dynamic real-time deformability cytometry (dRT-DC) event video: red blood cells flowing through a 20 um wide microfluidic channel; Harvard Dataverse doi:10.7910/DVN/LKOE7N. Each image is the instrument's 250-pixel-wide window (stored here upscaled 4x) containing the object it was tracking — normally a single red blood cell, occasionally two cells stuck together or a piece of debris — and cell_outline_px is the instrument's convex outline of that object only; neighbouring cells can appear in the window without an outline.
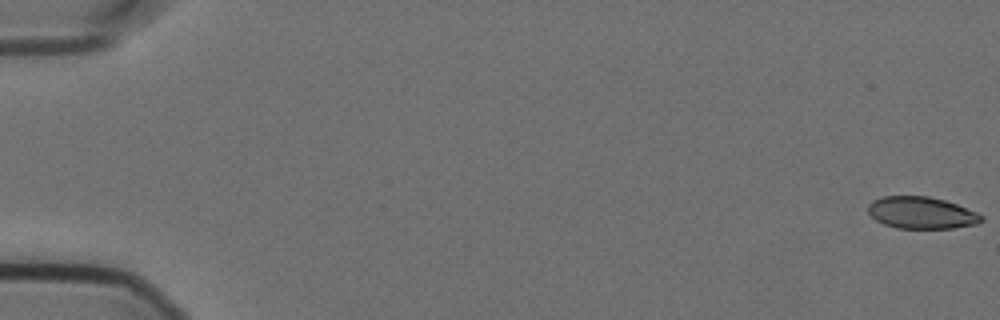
{"species": "Egyptian fruit bat (a non-hibernating species)", "species_latin": "Rousettus aegyptiacus", "temperature_condition": "cold", "stored_images_in_passage": 33, "camera_frame_rate_fps": 3000, "um_per_image_px": 0.085, "animal": {"sex": "female"}, "frame": {"image": 1, "passage_image": 1, "time_ms": 0.0, "image_size_px": [1000, 320], "cell_outline_px": [[984, 220], [976, 224], [952, 228], [896, 228], [884, 224], [876, 220], [868, 212], [868, 204], [872, 200], [884, 196], [928, 196], [944, 200], [956, 204], [976, 212], [984, 216]], "centroid_in_image_um": [78.31, 18.08], "position_along_channel_um": 6.7, "area_um2": 21.04}}
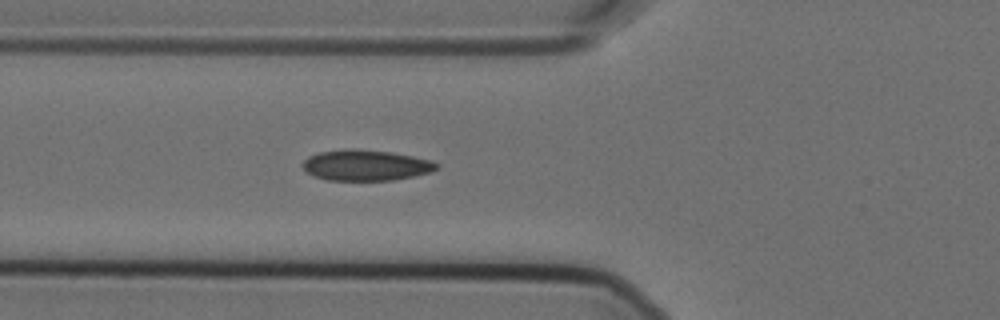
{"frame": {"image": 2, "passage_image": 22, "time_ms": 7.0, "image_size_px": [1000, 320], "cell_outline_px": [[440, 168], [432, 172], [392, 180], [328, 180], [316, 176], [308, 172], [300, 164], [308, 156], [320, 152], [344, 148], [356, 148], [392, 152], [432, 160], [440, 164]], "centroid_in_image_um": [31.12, 14.03], "position_along_channel_um": 94.7, "area_um2": 24.22}}
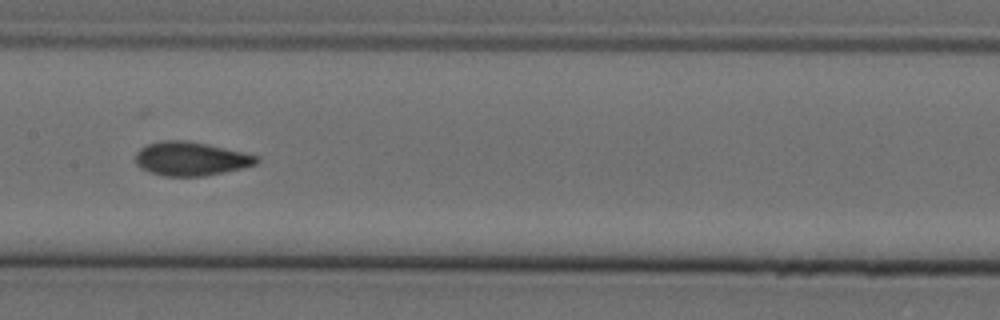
{"frame": {"image": 3, "passage_image": 30, "time_ms": 9.667, "image_size_px": [1000, 320], "cell_outline_px": [[260, 160], [256, 164], [244, 168], [204, 176], [164, 176], [140, 168], [136, 164], [136, 152], [140, 148], [148, 144], [160, 140], [188, 140], [208, 144], [260, 156]], "centroid_in_image_um": [16.24, 13.48], "position_along_channel_um": 191.2, "area_um2": 23.99}}